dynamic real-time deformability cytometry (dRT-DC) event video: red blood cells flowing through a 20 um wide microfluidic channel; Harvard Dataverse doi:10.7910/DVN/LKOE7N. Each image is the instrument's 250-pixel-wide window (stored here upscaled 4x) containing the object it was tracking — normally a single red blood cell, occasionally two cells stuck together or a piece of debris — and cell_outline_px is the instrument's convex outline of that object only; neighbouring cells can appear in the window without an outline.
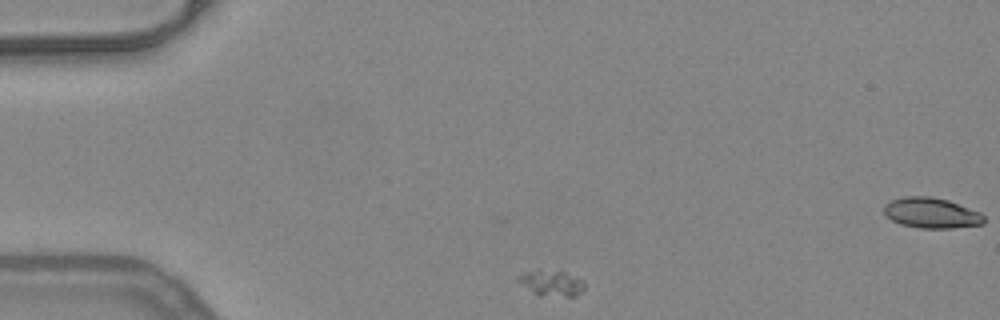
{"species": "common noctule bat (a hibernating species)", "species_latin": "Nyctalus noctula", "temperature_condition": "warm", "stored_images_in_passage": 44, "segment_of_instrument_passage": [1, 2], "camera_frame_rate_fps": 3000, "um_per_image_px": 0.085, "animal": {"sex": "female", "body_mass_g": 24.6, "forearm_length_mm": 56.2}, "frame": {"image": 1, "passage_image": 1, "time_ms": 0.0, "image_size_px": [1000, 320], "cell_outline_px": [[584, 288], [576, 296], [536, 296], [516, 280], [516, 276], [524, 272], [536, 268], [564, 272], [580, 280], [584, 284]], "centroid_in_image_um": [46.77, 24.06], "position_along_channel_um": 38.2, "area_um2": 10.12}}
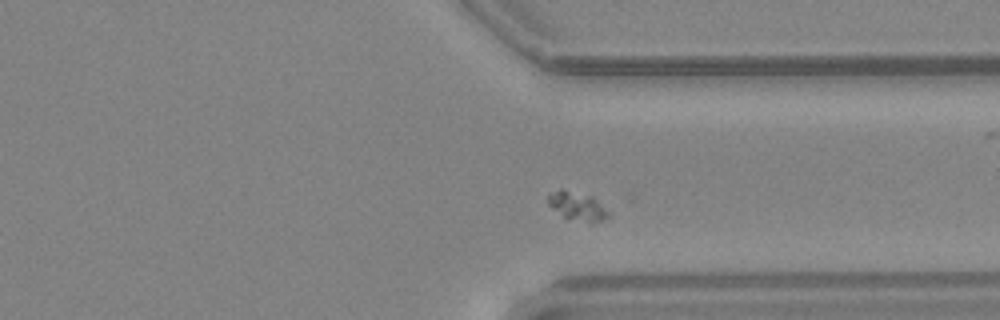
{"frame": {"image": 2, "passage_image": 30, "time_ms": 9.667, "image_size_px": [1000, 320], "cell_outline_px": [[612, 212], [608, 216], [592, 224], [564, 216], [552, 208], [548, 204], [548, 196], [552, 192], [560, 188], [592, 196]], "centroid_in_image_um": [49.11, 17.51], "position_along_channel_um": 362.3, "area_um2": 10.0}}